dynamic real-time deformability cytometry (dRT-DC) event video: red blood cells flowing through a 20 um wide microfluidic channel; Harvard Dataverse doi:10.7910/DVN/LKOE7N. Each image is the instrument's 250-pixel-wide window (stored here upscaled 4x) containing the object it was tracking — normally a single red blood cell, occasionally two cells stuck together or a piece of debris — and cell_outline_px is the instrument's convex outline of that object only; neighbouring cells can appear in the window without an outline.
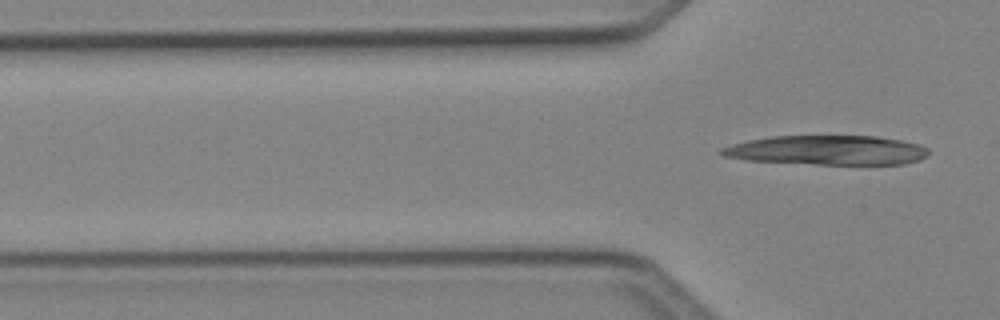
{"species": "Egyptian fruit bat (a non-hibernating species)", "species_latin": "Rousettus aegyptiacus", "temperature_condition": "cold", "stored_images_in_passage": 6, "camera_frame_rate_fps": 3000, "um_per_image_px": 0.085, "animal": {"sex": "female"}, "frame": {"image": 1, "passage_image": 6, "time_ms": 1.667, "image_size_px": [1000, 320], "cell_outline_px": [[928, 156], [920, 160], [904, 164], [816, 164], [744, 160], [724, 156], [716, 152], [720, 148], [732, 144], [748, 140], [772, 136], [876, 136], [900, 140], [920, 144], [928, 148]], "centroid_in_image_um": [70.3, 12.77], "position_along_channel_um": 55.5, "area_um2": 35.72}}